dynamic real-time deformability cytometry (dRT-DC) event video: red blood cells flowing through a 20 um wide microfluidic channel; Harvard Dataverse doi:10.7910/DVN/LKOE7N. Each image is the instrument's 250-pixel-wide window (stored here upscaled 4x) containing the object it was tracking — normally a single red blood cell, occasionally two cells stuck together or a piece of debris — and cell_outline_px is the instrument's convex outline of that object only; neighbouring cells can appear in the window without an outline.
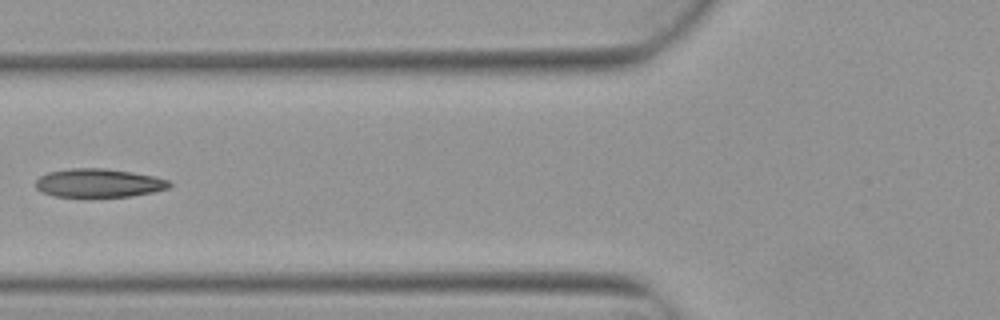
{"species": "Egyptian fruit bat (a non-hibernating species)", "species_latin": "Rousettus aegyptiacus", "temperature_condition": "warm", "stored_images_in_passage": 6, "camera_frame_rate_fps": 3000, "um_per_image_px": 0.085, "animal": {"sex": "female"}, "frame": {"image": 1, "passage_image": 5, "time_ms": 1.333, "image_size_px": [1000, 320], "cell_outline_px": [[172, 184], [168, 188], [152, 192], [132, 196], [56, 196], [40, 192], [36, 188], [36, 180], [40, 176], [48, 172], [68, 168], [104, 168], [132, 172], [156, 176], [168, 180]], "centroid_in_image_um": [8.38, 15.54], "position_along_channel_um": 117.4, "area_um2": 22.2}}
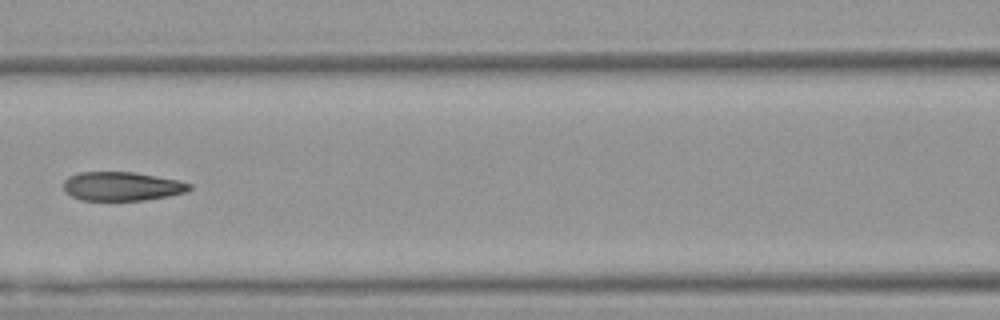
{"frame": {"image": 2, "passage_image": 6, "time_ms": 1.667, "image_size_px": [1000, 320], "cell_outline_px": [[192, 188], [188, 192], [168, 196], [144, 200], [80, 200], [64, 192], [64, 180], [68, 176], [80, 172], [136, 172], [176, 180], [192, 184]], "centroid_in_image_um": [10.36, 15.83], "position_along_channel_um": 156.2, "area_um2": 21.27}}